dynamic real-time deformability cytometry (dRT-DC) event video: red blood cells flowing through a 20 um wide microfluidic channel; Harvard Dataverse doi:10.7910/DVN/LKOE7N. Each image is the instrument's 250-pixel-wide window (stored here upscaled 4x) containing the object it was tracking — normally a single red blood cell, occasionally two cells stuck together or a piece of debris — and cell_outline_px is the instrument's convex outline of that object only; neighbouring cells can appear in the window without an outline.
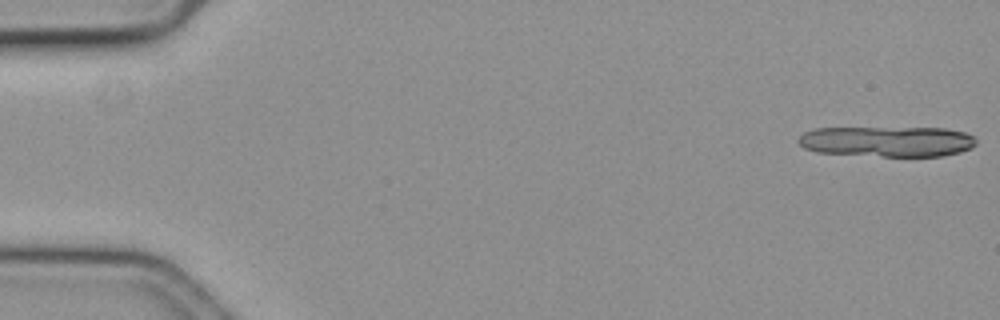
{"species": "common noctule bat (a hibernating species)", "species_latin": "Nyctalus noctula", "temperature_condition": "cold", "stored_images_in_passage": 10, "camera_frame_rate_fps": 3000, "um_per_image_px": 0.085, "animal": {"sex": "female", "body_mass_g": 19.3, "forearm_length_mm": 54.1}, "frame": {"image": 1, "passage_image": 1, "time_ms": 0.0, "image_size_px": [1000, 320], "cell_outline_px": [[976, 144], [972, 148], [960, 152], [940, 156], [884, 156], [816, 152], [804, 148], [796, 140], [804, 132], [812, 128], [948, 128], [964, 132], [972, 136], [976, 140]], "centroid_in_image_um": [75.41, 12.02], "position_along_channel_um": 9.6, "area_um2": 31.67}}